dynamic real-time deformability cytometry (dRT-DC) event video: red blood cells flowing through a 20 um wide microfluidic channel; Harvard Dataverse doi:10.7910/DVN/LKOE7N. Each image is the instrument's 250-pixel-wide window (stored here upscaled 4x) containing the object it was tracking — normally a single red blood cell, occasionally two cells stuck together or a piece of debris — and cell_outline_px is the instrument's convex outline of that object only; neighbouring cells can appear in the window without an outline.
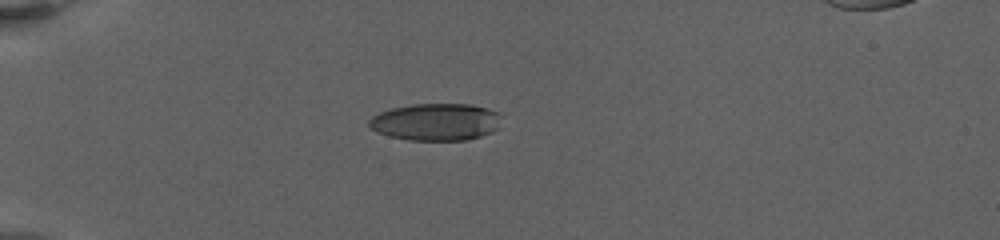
{"species": "human", "species_latin": "Homo sapiens", "temperature_condition": "warm", "stored_images_in_passage": 11, "camera_frame_rate_fps": 3000, "um_per_image_px": 0.085, "donor": {"sex": "female"}, "frame": {"image": 1, "passage_image": 1, "time_ms": 0.0, "image_size_px": [1000, 240], "cell_outline_px": [[500, 128], [492, 132], [468, 140], [408, 140], [376, 132], [368, 124], [368, 120], [372, 116], [380, 112], [392, 108], [412, 104], [472, 104], [488, 108], [496, 112]], "centroid_in_image_um": [37.04, 10.36], "position_along_channel_um": 48.0, "area_um2": 28.61}}
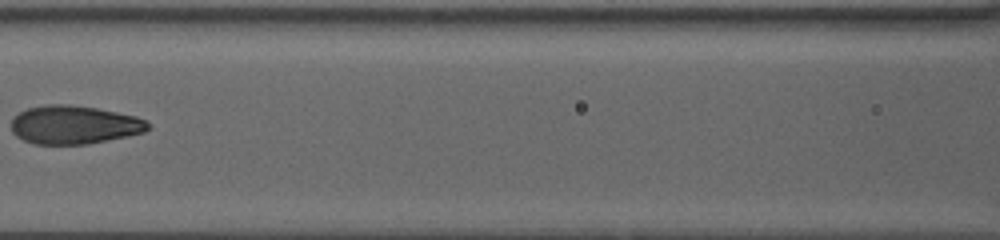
{"frame": {"image": 2, "passage_image": 7, "time_ms": 4.667, "image_size_px": [1000, 240], "cell_outline_px": [[152, 124], [144, 132], [128, 136], [88, 144], [36, 144], [24, 140], [16, 136], [12, 132], [12, 120], [20, 112], [28, 108], [44, 104], [68, 104], [96, 108], [136, 116], [148, 120]], "centroid_in_image_um": [6.33, 10.6], "position_along_channel_um": 160.3, "area_um2": 30.69}}
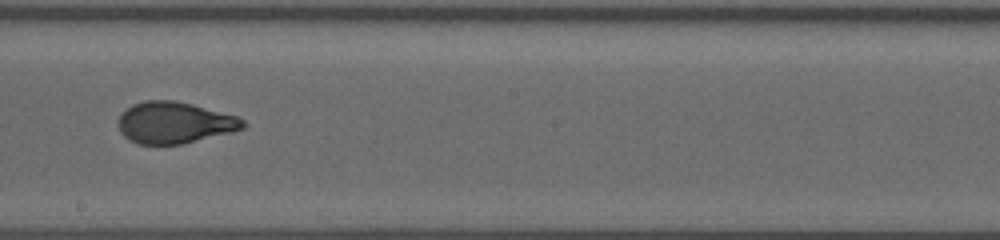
{"frame": {"image": 3, "passage_image": 10, "time_ms": 7.0, "image_size_px": [1000, 240], "cell_outline_px": [[248, 124], [244, 128], [184, 144], [136, 144], [128, 140], [120, 132], [116, 124], [116, 120], [132, 104], [144, 100], [176, 100], [192, 104], [236, 116], [244, 120]], "centroid_in_image_um": [14.79, 10.43], "position_along_channel_um": 233.4, "area_um2": 30.29}}